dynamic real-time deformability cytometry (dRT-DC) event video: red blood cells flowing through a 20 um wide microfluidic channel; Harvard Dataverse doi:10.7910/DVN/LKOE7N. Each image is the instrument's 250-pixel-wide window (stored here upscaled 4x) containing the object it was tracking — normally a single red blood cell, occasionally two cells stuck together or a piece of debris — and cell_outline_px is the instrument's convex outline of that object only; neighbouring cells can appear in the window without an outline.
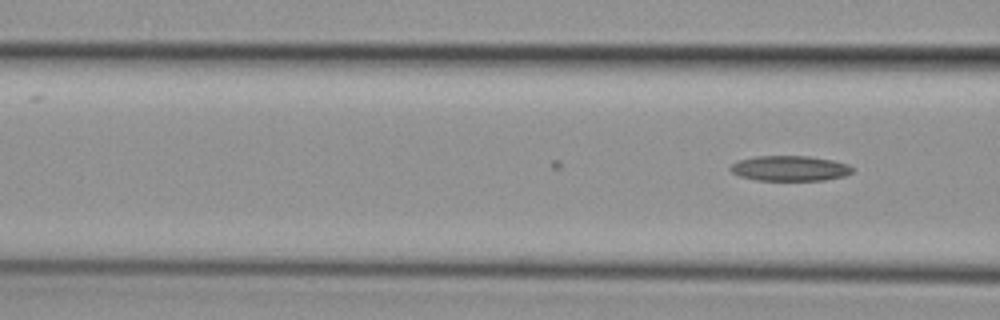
{"species": "common noctule bat (a hibernating species)", "species_latin": "Nyctalus noctula", "temperature_condition": "cold", "stored_images_in_passage": 18, "camera_frame_rate_fps": 3000, "um_per_image_px": 0.085, "animal": {"sex": "female", "body_mass_g": 29.2, "forearm_length_mm": 56.3}, "frame": {"image": 1, "passage_image": 18, "time_ms": 5.667, "image_size_px": [1000, 320], "cell_outline_px": [[852, 172], [844, 176], [824, 180], [756, 180], [740, 176], [732, 172], [728, 168], [732, 164], [740, 160], [756, 156], [808, 156], [832, 160], [848, 164], [852, 168]], "centroid_in_image_um": [67.12, 14.31], "position_along_channel_um": 99.5, "area_um2": 17.8}}